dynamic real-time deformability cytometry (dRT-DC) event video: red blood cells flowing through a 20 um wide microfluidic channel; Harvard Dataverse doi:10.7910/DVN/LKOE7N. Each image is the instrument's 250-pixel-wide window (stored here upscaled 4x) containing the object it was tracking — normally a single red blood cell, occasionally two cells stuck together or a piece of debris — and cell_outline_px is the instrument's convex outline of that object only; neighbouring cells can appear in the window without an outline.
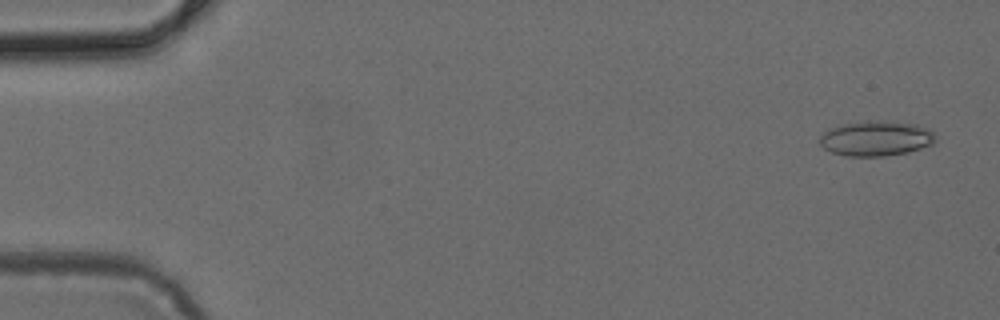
{"species": "common noctule bat (a hibernating species)", "species_latin": "Nyctalus noctula", "temperature_condition": "cold", "stored_images_in_passage": 49, "camera_frame_rate_fps": 3000, "um_per_image_px": 0.085, "animal": {"sex": "female", "body_mass_g": 24.6, "forearm_length_mm": 56.2}, "frame": {"image": 1, "passage_image": 2, "time_ms": 0.333, "image_size_px": [1000, 320], "cell_outline_px": [[936, 140], [932, 144], [908, 152], [884, 156], [844, 156], [832, 152], [824, 148], [820, 144], [820, 136], [828, 128], [844, 124], [868, 120], [880, 120], [916, 124], [928, 128], [936, 136]], "centroid_in_image_um": [74.46, 11.76], "position_along_channel_um": 10.5, "area_um2": 23.76}}
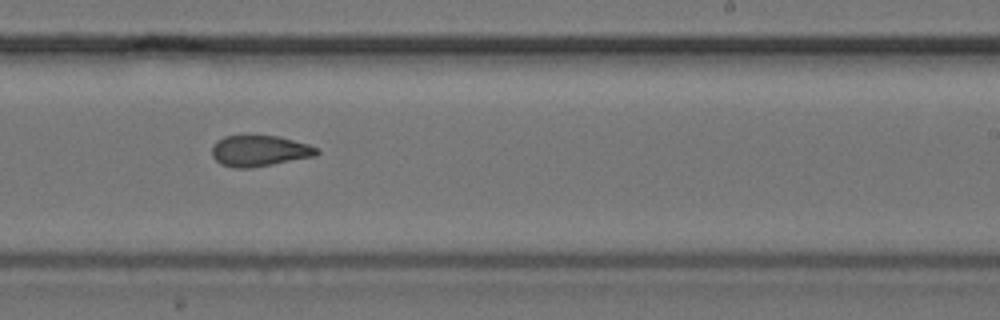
{"frame": {"image": 2, "passage_image": 30, "time_ms": 9.667, "image_size_px": [1000, 320], "cell_outline_px": [[320, 152], [316, 156], [252, 168], [232, 168], [220, 164], [212, 156], [212, 148], [216, 140], [224, 136], [280, 136], [308, 144], [316, 148]], "centroid_in_image_um": [22.04, 12.83], "position_along_channel_um": 267.0, "area_um2": 19.02}}
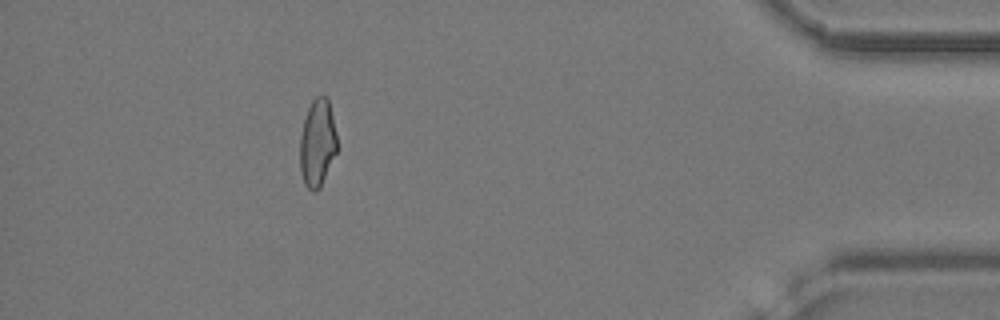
{"frame": {"image": 3, "passage_image": 44, "time_ms": 14.333, "image_size_px": [1000, 320], "cell_outline_px": [[336, 152], [320, 188], [316, 192], [312, 192], [304, 184], [300, 172], [300, 136], [304, 120], [308, 108], [312, 100], [316, 96], [328, 96], [336, 132]], "centroid_in_image_um": [26.97, 12.16], "position_along_channel_um": 408.2, "area_um2": 18.96}}